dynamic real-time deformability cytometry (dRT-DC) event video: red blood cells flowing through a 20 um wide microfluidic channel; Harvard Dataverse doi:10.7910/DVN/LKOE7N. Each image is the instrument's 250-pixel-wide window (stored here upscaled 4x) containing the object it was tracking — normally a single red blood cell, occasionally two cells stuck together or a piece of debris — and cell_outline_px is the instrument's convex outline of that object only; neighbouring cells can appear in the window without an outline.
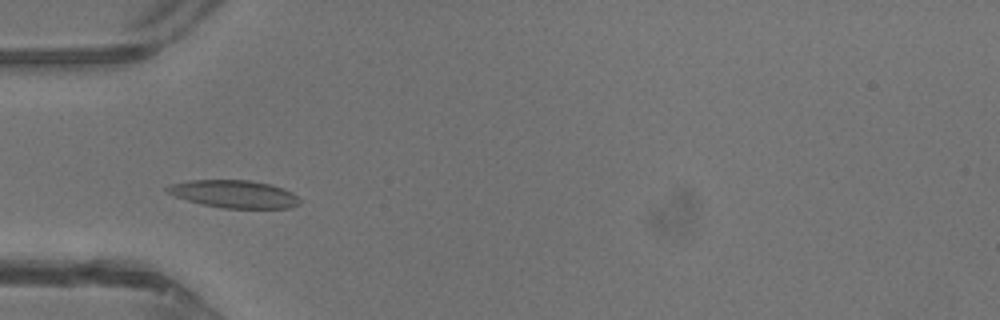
{"species": "common noctule bat (a hibernating species)", "species_latin": "Nyctalus noctula", "temperature_condition": "warm", "stored_images_in_passage": 26, "camera_frame_rate_fps": 3000, "um_per_image_px": 0.085, "animal": {"sex": "male", "body_mass_g": 13.3}, "frame": {"image": 1, "passage_image": 3, "time_ms": 0.667, "image_size_px": [1000, 320], "cell_outline_px": [[300, 204], [288, 208], [224, 208], [204, 204], [188, 200], [176, 196], [168, 192], [164, 188], [168, 184], [188, 180], [248, 180], [268, 184], [284, 188], [292, 192], [300, 200]], "centroid_in_image_um": [19.9, 16.48], "position_along_channel_um": 65.1, "area_um2": 21.21}}
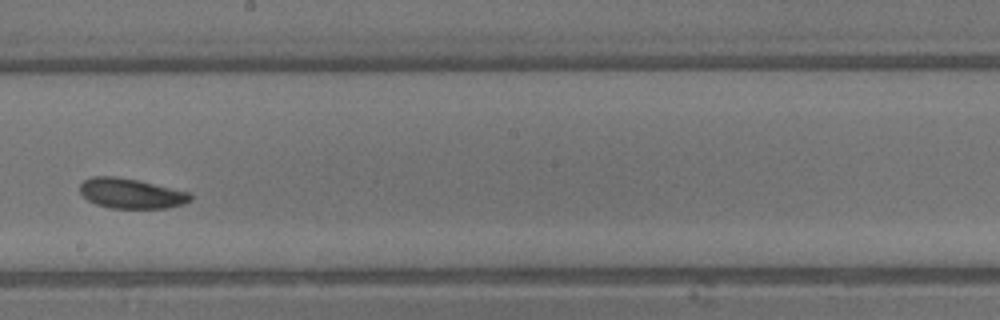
{"frame": {"image": 2, "passage_image": 14, "time_ms": 4.333, "image_size_px": [1000, 320], "cell_outline_px": [[192, 200], [184, 204], [168, 208], [112, 208], [96, 204], [88, 200], [80, 192], [80, 184], [84, 180], [92, 176], [116, 176], [140, 180], [188, 192], [192, 196]], "centroid_in_image_um": [11.15, 16.43], "position_along_channel_um": 237.0, "area_um2": 19.42}}
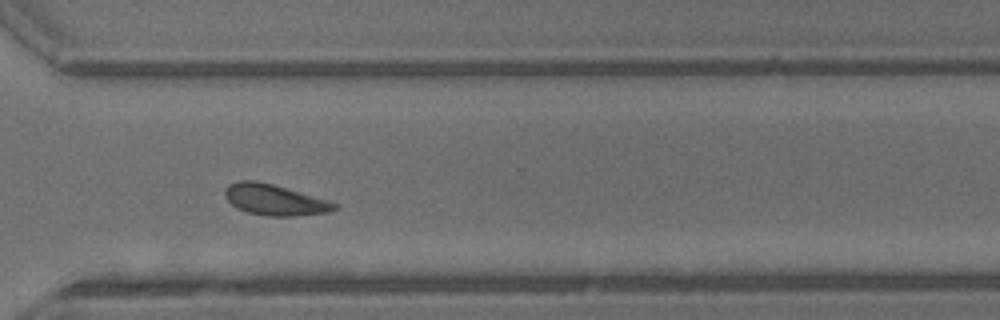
{"frame": {"image": 3, "passage_image": 21, "time_ms": 6.667, "image_size_px": [1000, 320], "cell_outline_px": [[340, 208], [328, 212], [296, 216], [264, 216], [248, 212], [236, 208], [224, 196], [224, 188], [228, 184], [236, 180], [256, 180], [272, 184], [328, 200], [340, 204]], "centroid_in_image_um": [23.33, 16.98], "position_along_channel_um": 347.3, "area_um2": 19.94}, "authors_computed_cell_mechanics": {"area_um2": 19.8832, "velocity_mm_per_s": 4.7297, "shape_relaxation_time_tau1_ms": 1.5711, "shape_relaxation_time_tau2_ms": 4.4954, "deformation_change_tau1": 0.0951, "deformation_change_tau2": 0.134}}